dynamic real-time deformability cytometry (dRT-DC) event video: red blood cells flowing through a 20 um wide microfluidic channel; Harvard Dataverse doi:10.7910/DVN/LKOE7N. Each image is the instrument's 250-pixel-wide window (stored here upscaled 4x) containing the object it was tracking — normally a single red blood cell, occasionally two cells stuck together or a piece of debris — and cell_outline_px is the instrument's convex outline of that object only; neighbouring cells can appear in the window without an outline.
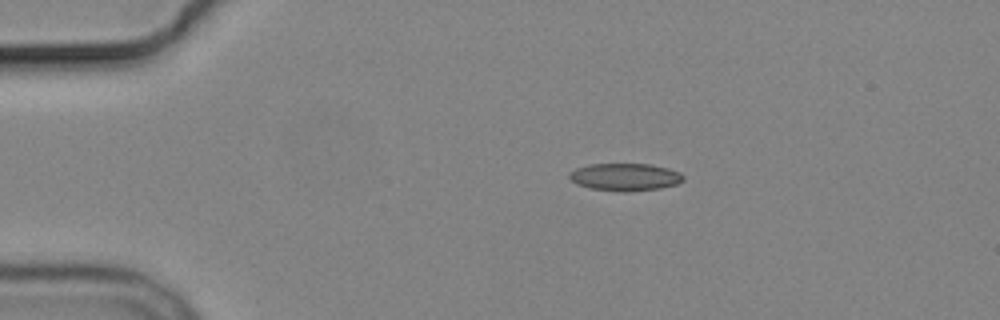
{"species": "common noctule bat (a hibernating species)", "species_latin": "Nyctalus noctula", "temperature_condition": "cold", "stored_images_in_passage": 7, "camera_frame_rate_fps": 3000, "um_per_image_px": 0.085, "animal": {"sex": "male", "body_mass_g": 19.2, "forearm_length_mm": 51.8}, "frame": {"image": 1, "passage_image": 1, "time_ms": 0.0, "image_size_px": [1000, 320], "cell_outline_px": [[684, 180], [676, 184], [660, 188], [628, 192], [616, 192], [588, 188], [576, 184], [568, 176], [568, 172], [576, 168], [588, 164], [652, 164], [668, 168], [680, 172], [684, 176]], "centroid_in_image_um": [53.11, 15.05], "position_along_channel_um": 31.9, "area_um2": 18.55}}
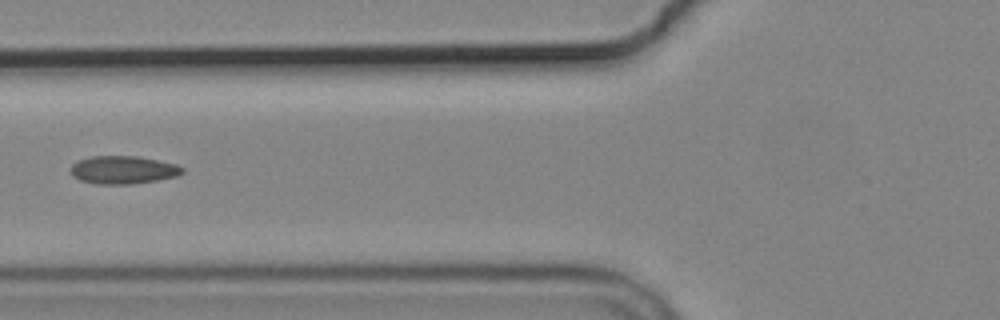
{"frame": {"image": 2, "passage_image": 4, "time_ms": 3.667, "image_size_px": [1000, 320], "cell_outline_px": [[184, 172], [176, 176], [156, 180], [132, 184], [96, 184], [80, 180], [72, 176], [68, 172], [72, 164], [80, 160], [92, 156], [136, 156], [176, 164], [184, 168]], "centroid_in_image_um": [10.43, 14.44], "position_along_channel_um": 115.4, "area_um2": 18.21}}
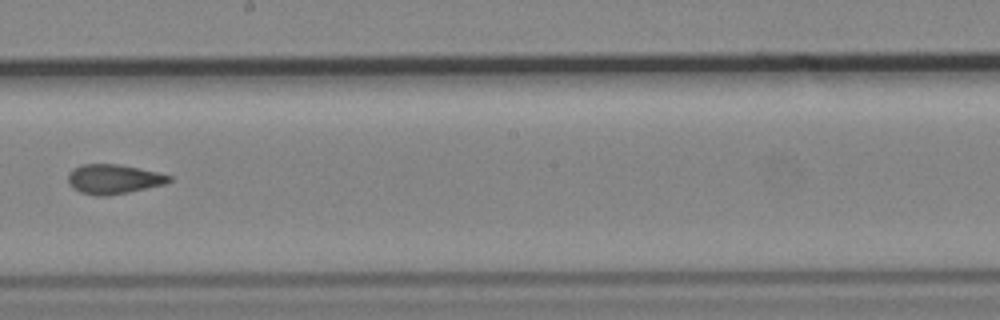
{"frame": {"image": 3, "passage_image": 7, "time_ms": 7.0, "image_size_px": [1000, 320], "cell_outline_px": [[172, 180], [164, 184], [128, 192], [108, 196], [96, 196], [80, 192], [72, 188], [68, 184], [68, 172], [72, 168], [80, 164], [120, 164], [156, 172], [172, 176]], "centroid_in_image_um": [9.6, 15.22], "position_along_channel_um": 238.6, "area_um2": 17.51}}